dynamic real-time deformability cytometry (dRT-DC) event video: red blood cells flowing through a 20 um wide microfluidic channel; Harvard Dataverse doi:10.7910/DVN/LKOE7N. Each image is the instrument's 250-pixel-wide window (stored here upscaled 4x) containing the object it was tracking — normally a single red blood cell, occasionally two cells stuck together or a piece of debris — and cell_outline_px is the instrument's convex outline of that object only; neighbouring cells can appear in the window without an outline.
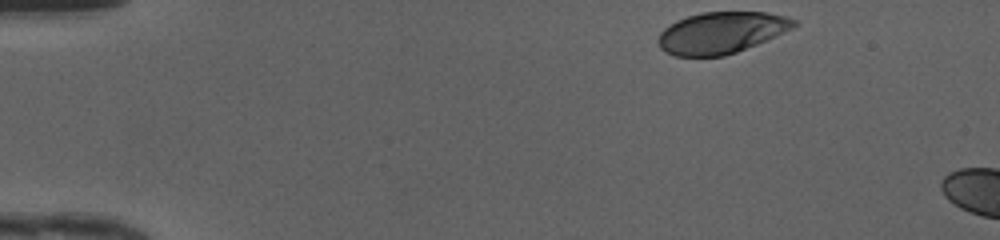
{"species": "human", "species_latin": "Homo sapiens", "temperature_condition": "cold", "stored_images_in_passage": 6, "camera_frame_rate_fps": 3000, "um_per_image_px": 0.085, "donor": {"sex": "female"}, "frame": {"image": 1, "passage_image": 1, "time_ms": 0.0, "image_size_px": [1000, 240], "cell_outline_px": [[796, 24], [792, 28], [784, 32], [756, 44], [736, 52], [724, 56], [676, 56], [664, 52], [660, 48], [660, 32], [668, 24], [676, 20], [700, 12], [768, 12], [784, 16], [796, 20]], "centroid_in_image_um": [61.28, 2.77], "position_along_channel_um": 23.7, "area_um2": 32.6}}